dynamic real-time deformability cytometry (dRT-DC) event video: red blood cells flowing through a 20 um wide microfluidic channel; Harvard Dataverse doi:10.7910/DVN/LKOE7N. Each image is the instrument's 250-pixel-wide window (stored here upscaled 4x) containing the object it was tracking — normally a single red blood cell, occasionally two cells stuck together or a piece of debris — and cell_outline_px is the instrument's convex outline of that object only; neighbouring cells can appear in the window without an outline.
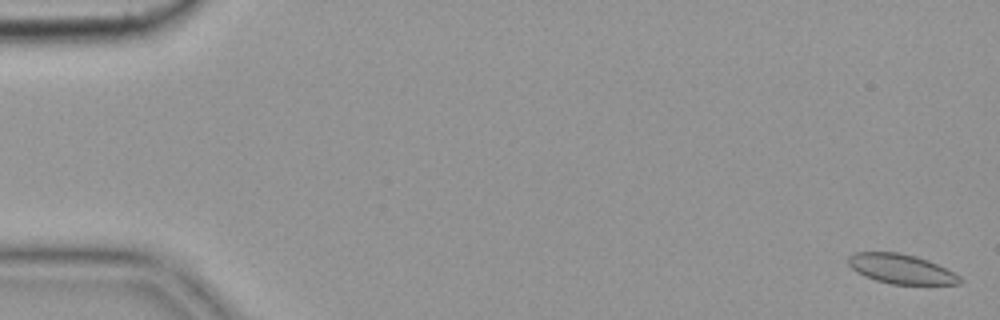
{"species": "common noctule bat (a hibernating species)", "species_latin": "Nyctalus noctula", "temperature_condition": "cold", "stored_images_in_passage": 58, "camera_frame_rate_fps": 3000, "um_per_image_px": 0.085, "animal": {"sex": "female", "body_mass_g": 19.9}, "frame": {"image": 1, "passage_image": 2, "time_ms": 0.333, "image_size_px": [1000, 320], "cell_outline_px": [[960, 284], [892, 284], [876, 280], [864, 276], [856, 272], [848, 264], [848, 256], [856, 252], [896, 252], [916, 256], [928, 260], [960, 276]], "centroid_in_image_um": [76.55, 22.85], "position_along_channel_um": 8.5, "area_um2": 19.02}}
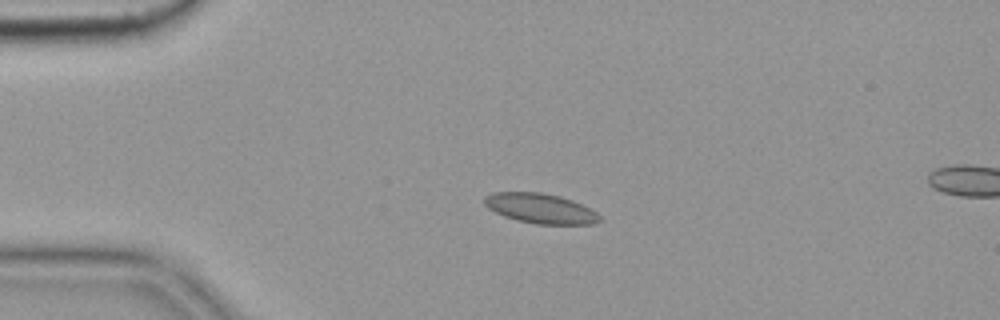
{"frame": {"image": 2, "passage_image": 14, "time_ms": 4.333, "image_size_px": [1000, 320], "cell_outline_px": [[600, 220], [592, 224], [536, 224], [516, 220], [504, 216], [488, 208], [484, 204], [484, 196], [492, 192], [540, 192], [560, 196], [572, 200], [596, 212], [600, 216]], "centroid_in_image_um": [45.9, 17.71], "position_along_channel_um": 39.1, "area_um2": 20.0}}
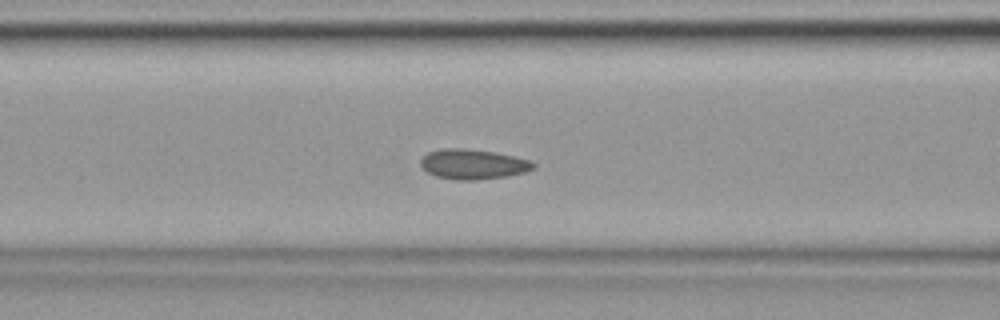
{"frame": {"image": 3, "passage_image": 24, "time_ms": 7.667, "image_size_px": [1000, 320], "cell_outline_px": [[536, 168], [524, 172], [508, 176], [476, 180], [456, 180], [436, 176], [428, 172], [420, 164], [420, 160], [428, 152], [444, 148], [464, 148], [496, 152], [532, 160], [536, 164]], "centroid_in_image_um": [40.25, 13.95], "position_along_channel_um": 126.4, "area_um2": 19.83}}